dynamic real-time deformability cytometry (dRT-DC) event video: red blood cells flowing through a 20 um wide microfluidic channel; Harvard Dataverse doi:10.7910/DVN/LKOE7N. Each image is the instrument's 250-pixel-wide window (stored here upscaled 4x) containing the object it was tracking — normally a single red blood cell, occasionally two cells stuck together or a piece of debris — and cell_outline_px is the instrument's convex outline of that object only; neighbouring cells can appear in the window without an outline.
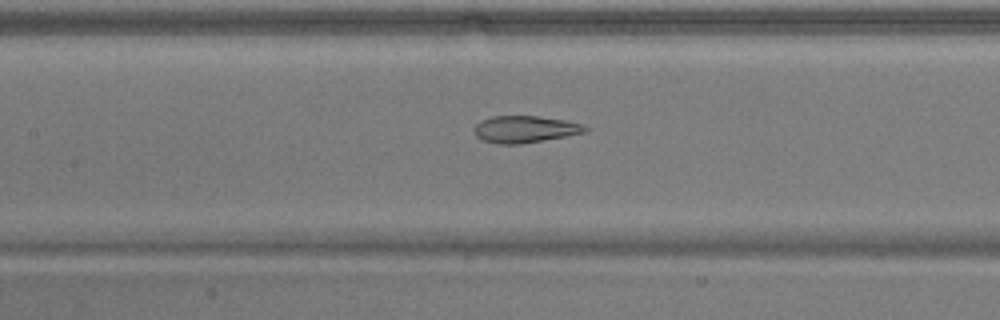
{"species": "common noctule bat (a hibernating species)", "species_latin": "Nyctalus noctula", "temperature_condition": "warm", "stored_images_in_passage": 52, "camera_frame_rate_fps": 3000, "um_per_image_px": 0.085, "animal": {"sex": "male", "body_mass_g": 17.9}, "frame": {"image": 1, "passage_image": 24, "time_ms": 7.667, "image_size_px": [1000, 320], "cell_outline_px": [[588, 132], [520, 144], [500, 144], [484, 140], [476, 136], [476, 124], [480, 120], [492, 116], [536, 116], [564, 120], [580, 124], [588, 128]], "centroid_in_image_um": [44.62, 10.98], "position_along_channel_um": 162.8, "area_um2": 17.11}}
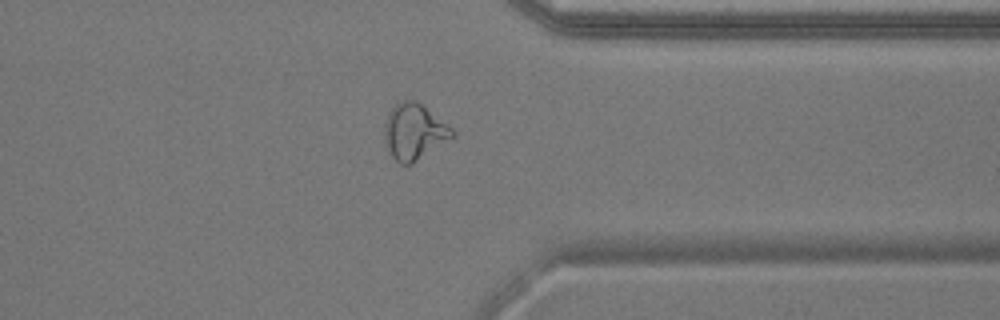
{"frame": {"image": 2, "passage_image": 41, "time_ms": 13.333, "image_size_px": [1000, 320], "cell_outline_px": [[456, 136], [412, 164], [400, 164], [388, 152], [384, 140], [384, 124], [388, 112], [396, 104], [404, 100], [416, 100], [452, 128], [456, 132]], "centroid_in_image_um": [35.2, 11.21], "position_along_channel_um": 376.2, "area_um2": 22.2}}
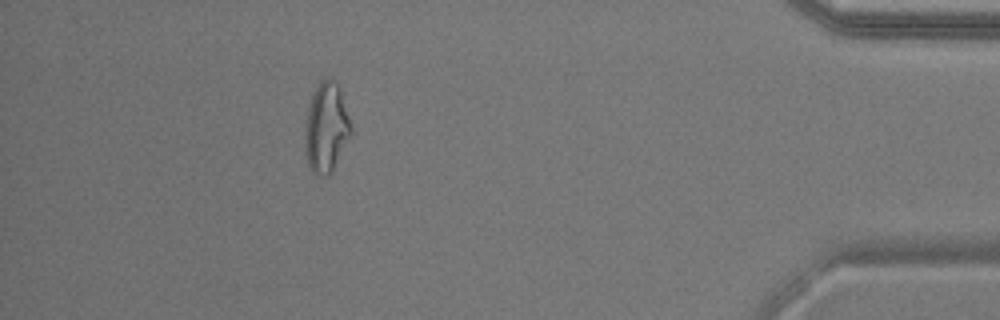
{"frame": {"image": 3, "passage_image": 47, "time_ms": 15.333, "image_size_px": [1000, 320], "cell_outline_px": [[352, 132], [328, 176], [316, 176], [312, 172], [308, 164], [304, 140], [308, 108], [312, 96], [320, 80], [324, 76], [328, 76], [340, 88], [352, 128]], "centroid_in_image_um": [27.72, 10.83], "position_along_channel_um": 407.5, "area_um2": 23.7}, "authors_computed_cell_mechanics": {"area_um2": 21.7617, "velocity_mm_per_s": 3.8441, "shape_relaxation_time_tau1_ms": null, "shape_relaxation_time_tau2_ms": 1.9859, "deformation_change_tau1": null, "deformation_change_tau2": 0.0838}}